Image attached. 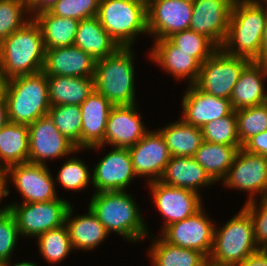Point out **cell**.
I'll use <instances>...</instances> for the list:
<instances>
[{
    "label": "cell",
    "mask_w": 267,
    "mask_h": 266,
    "mask_svg": "<svg viewBox=\"0 0 267 266\" xmlns=\"http://www.w3.org/2000/svg\"><path fill=\"white\" fill-rule=\"evenodd\" d=\"M267 7L248 0L234 1L229 27L220 47L229 55L262 61V39Z\"/></svg>",
    "instance_id": "cell-1"
},
{
    "label": "cell",
    "mask_w": 267,
    "mask_h": 266,
    "mask_svg": "<svg viewBox=\"0 0 267 266\" xmlns=\"http://www.w3.org/2000/svg\"><path fill=\"white\" fill-rule=\"evenodd\" d=\"M90 199L88 207L109 234L117 233L132 243L150 239L141 210L130 193L102 191L94 193Z\"/></svg>",
    "instance_id": "cell-2"
},
{
    "label": "cell",
    "mask_w": 267,
    "mask_h": 266,
    "mask_svg": "<svg viewBox=\"0 0 267 266\" xmlns=\"http://www.w3.org/2000/svg\"><path fill=\"white\" fill-rule=\"evenodd\" d=\"M44 60L42 33L33 18L0 43V72L4 81L42 72Z\"/></svg>",
    "instance_id": "cell-3"
},
{
    "label": "cell",
    "mask_w": 267,
    "mask_h": 266,
    "mask_svg": "<svg viewBox=\"0 0 267 266\" xmlns=\"http://www.w3.org/2000/svg\"><path fill=\"white\" fill-rule=\"evenodd\" d=\"M3 91L10 122L29 126L40 117L48 115L51 106L47 76L43 71L6 80Z\"/></svg>",
    "instance_id": "cell-4"
},
{
    "label": "cell",
    "mask_w": 267,
    "mask_h": 266,
    "mask_svg": "<svg viewBox=\"0 0 267 266\" xmlns=\"http://www.w3.org/2000/svg\"><path fill=\"white\" fill-rule=\"evenodd\" d=\"M132 47H120L114 54L97 60L93 76L94 90L113 106L136 104L135 55Z\"/></svg>",
    "instance_id": "cell-5"
},
{
    "label": "cell",
    "mask_w": 267,
    "mask_h": 266,
    "mask_svg": "<svg viewBox=\"0 0 267 266\" xmlns=\"http://www.w3.org/2000/svg\"><path fill=\"white\" fill-rule=\"evenodd\" d=\"M214 227L213 248L208 260L218 265L237 266L260 249L254 239L250 214L241 210L222 227Z\"/></svg>",
    "instance_id": "cell-6"
},
{
    "label": "cell",
    "mask_w": 267,
    "mask_h": 266,
    "mask_svg": "<svg viewBox=\"0 0 267 266\" xmlns=\"http://www.w3.org/2000/svg\"><path fill=\"white\" fill-rule=\"evenodd\" d=\"M97 17L120 47H132L140 33L148 35L147 0H100Z\"/></svg>",
    "instance_id": "cell-7"
},
{
    "label": "cell",
    "mask_w": 267,
    "mask_h": 266,
    "mask_svg": "<svg viewBox=\"0 0 267 266\" xmlns=\"http://www.w3.org/2000/svg\"><path fill=\"white\" fill-rule=\"evenodd\" d=\"M250 62L246 58L229 55L219 48L201 64L194 85L203 92L230 100L233 87Z\"/></svg>",
    "instance_id": "cell-8"
},
{
    "label": "cell",
    "mask_w": 267,
    "mask_h": 266,
    "mask_svg": "<svg viewBox=\"0 0 267 266\" xmlns=\"http://www.w3.org/2000/svg\"><path fill=\"white\" fill-rule=\"evenodd\" d=\"M71 203L57 198L42 203H11L9 211L13 214L18 232L22 237H38L39 235L65 224V216Z\"/></svg>",
    "instance_id": "cell-9"
},
{
    "label": "cell",
    "mask_w": 267,
    "mask_h": 266,
    "mask_svg": "<svg viewBox=\"0 0 267 266\" xmlns=\"http://www.w3.org/2000/svg\"><path fill=\"white\" fill-rule=\"evenodd\" d=\"M2 174L7 183V197L10 178L23 197L22 203H42L59 198L57 184L47 165L26 162L10 166Z\"/></svg>",
    "instance_id": "cell-10"
},
{
    "label": "cell",
    "mask_w": 267,
    "mask_h": 266,
    "mask_svg": "<svg viewBox=\"0 0 267 266\" xmlns=\"http://www.w3.org/2000/svg\"><path fill=\"white\" fill-rule=\"evenodd\" d=\"M222 182L225 187L247 191L245 203L255 200L256 194H259V198L267 196V157L240 148Z\"/></svg>",
    "instance_id": "cell-11"
},
{
    "label": "cell",
    "mask_w": 267,
    "mask_h": 266,
    "mask_svg": "<svg viewBox=\"0 0 267 266\" xmlns=\"http://www.w3.org/2000/svg\"><path fill=\"white\" fill-rule=\"evenodd\" d=\"M150 188L155 207L162 214V231L169 225L194 215L203 206L201 194L187 189L166 185L160 181L146 183Z\"/></svg>",
    "instance_id": "cell-12"
},
{
    "label": "cell",
    "mask_w": 267,
    "mask_h": 266,
    "mask_svg": "<svg viewBox=\"0 0 267 266\" xmlns=\"http://www.w3.org/2000/svg\"><path fill=\"white\" fill-rule=\"evenodd\" d=\"M77 151L80 149L59 132L49 115L29 125L28 162L46 165L48 159L64 158Z\"/></svg>",
    "instance_id": "cell-13"
},
{
    "label": "cell",
    "mask_w": 267,
    "mask_h": 266,
    "mask_svg": "<svg viewBox=\"0 0 267 266\" xmlns=\"http://www.w3.org/2000/svg\"><path fill=\"white\" fill-rule=\"evenodd\" d=\"M203 209L167 226L160 237L169 244L202 252L208 258L213 248L215 224Z\"/></svg>",
    "instance_id": "cell-14"
},
{
    "label": "cell",
    "mask_w": 267,
    "mask_h": 266,
    "mask_svg": "<svg viewBox=\"0 0 267 266\" xmlns=\"http://www.w3.org/2000/svg\"><path fill=\"white\" fill-rule=\"evenodd\" d=\"M193 0H147L148 36L165 39L190 29Z\"/></svg>",
    "instance_id": "cell-15"
},
{
    "label": "cell",
    "mask_w": 267,
    "mask_h": 266,
    "mask_svg": "<svg viewBox=\"0 0 267 266\" xmlns=\"http://www.w3.org/2000/svg\"><path fill=\"white\" fill-rule=\"evenodd\" d=\"M94 166L92 186L95 193L102 191H126L136 176L128 148L111 147Z\"/></svg>",
    "instance_id": "cell-16"
},
{
    "label": "cell",
    "mask_w": 267,
    "mask_h": 266,
    "mask_svg": "<svg viewBox=\"0 0 267 266\" xmlns=\"http://www.w3.org/2000/svg\"><path fill=\"white\" fill-rule=\"evenodd\" d=\"M128 151L136 176L147 177V183L159 180L171 158L162 135L156 129L147 132Z\"/></svg>",
    "instance_id": "cell-17"
},
{
    "label": "cell",
    "mask_w": 267,
    "mask_h": 266,
    "mask_svg": "<svg viewBox=\"0 0 267 266\" xmlns=\"http://www.w3.org/2000/svg\"><path fill=\"white\" fill-rule=\"evenodd\" d=\"M233 0H193L190 29L207 36L219 48L225 41Z\"/></svg>",
    "instance_id": "cell-18"
},
{
    "label": "cell",
    "mask_w": 267,
    "mask_h": 266,
    "mask_svg": "<svg viewBox=\"0 0 267 266\" xmlns=\"http://www.w3.org/2000/svg\"><path fill=\"white\" fill-rule=\"evenodd\" d=\"M137 104L112 107L107 120L104 146L108 144L113 147L129 148L150 131L137 112Z\"/></svg>",
    "instance_id": "cell-19"
},
{
    "label": "cell",
    "mask_w": 267,
    "mask_h": 266,
    "mask_svg": "<svg viewBox=\"0 0 267 266\" xmlns=\"http://www.w3.org/2000/svg\"><path fill=\"white\" fill-rule=\"evenodd\" d=\"M184 92L181 118L193 126L201 128L204 124L225 117L233 111L229 99L203 92L195 85H188Z\"/></svg>",
    "instance_id": "cell-20"
},
{
    "label": "cell",
    "mask_w": 267,
    "mask_h": 266,
    "mask_svg": "<svg viewBox=\"0 0 267 266\" xmlns=\"http://www.w3.org/2000/svg\"><path fill=\"white\" fill-rule=\"evenodd\" d=\"M96 60L75 45L45 49L46 76L93 77Z\"/></svg>",
    "instance_id": "cell-21"
},
{
    "label": "cell",
    "mask_w": 267,
    "mask_h": 266,
    "mask_svg": "<svg viewBox=\"0 0 267 266\" xmlns=\"http://www.w3.org/2000/svg\"><path fill=\"white\" fill-rule=\"evenodd\" d=\"M113 105L99 92H93L80 105L82 114L81 150H99L104 146V135Z\"/></svg>",
    "instance_id": "cell-22"
},
{
    "label": "cell",
    "mask_w": 267,
    "mask_h": 266,
    "mask_svg": "<svg viewBox=\"0 0 267 266\" xmlns=\"http://www.w3.org/2000/svg\"><path fill=\"white\" fill-rule=\"evenodd\" d=\"M149 59L156 62L175 79H187L194 85L198 79L201 63L191 53L180 50L168 38L154 40Z\"/></svg>",
    "instance_id": "cell-23"
},
{
    "label": "cell",
    "mask_w": 267,
    "mask_h": 266,
    "mask_svg": "<svg viewBox=\"0 0 267 266\" xmlns=\"http://www.w3.org/2000/svg\"><path fill=\"white\" fill-rule=\"evenodd\" d=\"M267 66L263 61H251L242 71L233 87L230 103L233 110L257 106L267 102L264 81Z\"/></svg>",
    "instance_id": "cell-24"
},
{
    "label": "cell",
    "mask_w": 267,
    "mask_h": 266,
    "mask_svg": "<svg viewBox=\"0 0 267 266\" xmlns=\"http://www.w3.org/2000/svg\"><path fill=\"white\" fill-rule=\"evenodd\" d=\"M158 181L173 187L187 188L199 194L201 188L215 184L194 157L181 156H171Z\"/></svg>",
    "instance_id": "cell-25"
},
{
    "label": "cell",
    "mask_w": 267,
    "mask_h": 266,
    "mask_svg": "<svg viewBox=\"0 0 267 266\" xmlns=\"http://www.w3.org/2000/svg\"><path fill=\"white\" fill-rule=\"evenodd\" d=\"M72 205L67 210L65 224L68 227L73 250L89 251L97 248L110 234L89 207L88 213L72 217L74 210Z\"/></svg>",
    "instance_id": "cell-26"
},
{
    "label": "cell",
    "mask_w": 267,
    "mask_h": 266,
    "mask_svg": "<svg viewBox=\"0 0 267 266\" xmlns=\"http://www.w3.org/2000/svg\"><path fill=\"white\" fill-rule=\"evenodd\" d=\"M73 45L96 61L114 54L120 48L102 27L97 16L80 20Z\"/></svg>",
    "instance_id": "cell-27"
},
{
    "label": "cell",
    "mask_w": 267,
    "mask_h": 266,
    "mask_svg": "<svg viewBox=\"0 0 267 266\" xmlns=\"http://www.w3.org/2000/svg\"><path fill=\"white\" fill-rule=\"evenodd\" d=\"M29 126L8 122L0 130V173L8 167L28 162Z\"/></svg>",
    "instance_id": "cell-28"
},
{
    "label": "cell",
    "mask_w": 267,
    "mask_h": 266,
    "mask_svg": "<svg viewBox=\"0 0 267 266\" xmlns=\"http://www.w3.org/2000/svg\"><path fill=\"white\" fill-rule=\"evenodd\" d=\"M50 106L81 105L94 90L93 77L47 76Z\"/></svg>",
    "instance_id": "cell-29"
},
{
    "label": "cell",
    "mask_w": 267,
    "mask_h": 266,
    "mask_svg": "<svg viewBox=\"0 0 267 266\" xmlns=\"http://www.w3.org/2000/svg\"><path fill=\"white\" fill-rule=\"evenodd\" d=\"M240 148L203 140L194 158L216 183L225 179Z\"/></svg>",
    "instance_id": "cell-30"
},
{
    "label": "cell",
    "mask_w": 267,
    "mask_h": 266,
    "mask_svg": "<svg viewBox=\"0 0 267 266\" xmlns=\"http://www.w3.org/2000/svg\"><path fill=\"white\" fill-rule=\"evenodd\" d=\"M171 156L194 157L203 142L201 128L179 119L157 130Z\"/></svg>",
    "instance_id": "cell-31"
},
{
    "label": "cell",
    "mask_w": 267,
    "mask_h": 266,
    "mask_svg": "<svg viewBox=\"0 0 267 266\" xmlns=\"http://www.w3.org/2000/svg\"><path fill=\"white\" fill-rule=\"evenodd\" d=\"M40 27L45 49L67 47L74 44L79 22L74 18H64L42 12L33 17Z\"/></svg>",
    "instance_id": "cell-32"
},
{
    "label": "cell",
    "mask_w": 267,
    "mask_h": 266,
    "mask_svg": "<svg viewBox=\"0 0 267 266\" xmlns=\"http://www.w3.org/2000/svg\"><path fill=\"white\" fill-rule=\"evenodd\" d=\"M152 242L148 258L153 266H204L208 261L202 252L169 244L162 237Z\"/></svg>",
    "instance_id": "cell-33"
},
{
    "label": "cell",
    "mask_w": 267,
    "mask_h": 266,
    "mask_svg": "<svg viewBox=\"0 0 267 266\" xmlns=\"http://www.w3.org/2000/svg\"><path fill=\"white\" fill-rule=\"evenodd\" d=\"M36 238L41 256L52 265H58L72 253L73 248L66 224L50 229Z\"/></svg>",
    "instance_id": "cell-34"
},
{
    "label": "cell",
    "mask_w": 267,
    "mask_h": 266,
    "mask_svg": "<svg viewBox=\"0 0 267 266\" xmlns=\"http://www.w3.org/2000/svg\"><path fill=\"white\" fill-rule=\"evenodd\" d=\"M48 115L59 132L81 150L82 114L80 105L51 106Z\"/></svg>",
    "instance_id": "cell-35"
},
{
    "label": "cell",
    "mask_w": 267,
    "mask_h": 266,
    "mask_svg": "<svg viewBox=\"0 0 267 266\" xmlns=\"http://www.w3.org/2000/svg\"><path fill=\"white\" fill-rule=\"evenodd\" d=\"M168 39L180 50L191 53L201 64L219 49L207 36L191 29L176 32Z\"/></svg>",
    "instance_id": "cell-36"
},
{
    "label": "cell",
    "mask_w": 267,
    "mask_h": 266,
    "mask_svg": "<svg viewBox=\"0 0 267 266\" xmlns=\"http://www.w3.org/2000/svg\"><path fill=\"white\" fill-rule=\"evenodd\" d=\"M237 135L241 146L252 136L267 130V102L240 110H235Z\"/></svg>",
    "instance_id": "cell-37"
},
{
    "label": "cell",
    "mask_w": 267,
    "mask_h": 266,
    "mask_svg": "<svg viewBox=\"0 0 267 266\" xmlns=\"http://www.w3.org/2000/svg\"><path fill=\"white\" fill-rule=\"evenodd\" d=\"M203 140L230 146H241L237 135L235 110L218 120H213L201 127Z\"/></svg>",
    "instance_id": "cell-38"
},
{
    "label": "cell",
    "mask_w": 267,
    "mask_h": 266,
    "mask_svg": "<svg viewBox=\"0 0 267 266\" xmlns=\"http://www.w3.org/2000/svg\"><path fill=\"white\" fill-rule=\"evenodd\" d=\"M27 14L25 0H0V43L31 19Z\"/></svg>",
    "instance_id": "cell-39"
},
{
    "label": "cell",
    "mask_w": 267,
    "mask_h": 266,
    "mask_svg": "<svg viewBox=\"0 0 267 266\" xmlns=\"http://www.w3.org/2000/svg\"><path fill=\"white\" fill-rule=\"evenodd\" d=\"M54 179H57L54 181H57L66 191L76 192V190L80 191L87 188L90 182L92 183V172L84 161L73 156L65 160Z\"/></svg>",
    "instance_id": "cell-40"
},
{
    "label": "cell",
    "mask_w": 267,
    "mask_h": 266,
    "mask_svg": "<svg viewBox=\"0 0 267 266\" xmlns=\"http://www.w3.org/2000/svg\"><path fill=\"white\" fill-rule=\"evenodd\" d=\"M99 4L100 0H59L49 12L80 21L97 16Z\"/></svg>",
    "instance_id": "cell-41"
},
{
    "label": "cell",
    "mask_w": 267,
    "mask_h": 266,
    "mask_svg": "<svg viewBox=\"0 0 267 266\" xmlns=\"http://www.w3.org/2000/svg\"><path fill=\"white\" fill-rule=\"evenodd\" d=\"M245 203L243 208L250 214L254 225V239L259 249L267 250V196ZM259 203V204H258Z\"/></svg>",
    "instance_id": "cell-42"
},
{
    "label": "cell",
    "mask_w": 267,
    "mask_h": 266,
    "mask_svg": "<svg viewBox=\"0 0 267 266\" xmlns=\"http://www.w3.org/2000/svg\"><path fill=\"white\" fill-rule=\"evenodd\" d=\"M20 234L16 220L8 210L0 216V260L9 262L16 247Z\"/></svg>",
    "instance_id": "cell-43"
},
{
    "label": "cell",
    "mask_w": 267,
    "mask_h": 266,
    "mask_svg": "<svg viewBox=\"0 0 267 266\" xmlns=\"http://www.w3.org/2000/svg\"><path fill=\"white\" fill-rule=\"evenodd\" d=\"M242 149L249 153L267 157V130L249 138L242 145Z\"/></svg>",
    "instance_id": "cell-44"
},
{
    "label": "cell",
    "mask_w": 267,
    "mask_h": 266,
    "mask_svg": "<svg viewBox=\"0 0 267 266\" xmlns=\"http://www.w3.org/2000/svg\"><path fill=\"white\" fill-rule=\"evenodd\" d=\"M58 1L59 0H34L29 5L28 15L30 16V18H33L42 12L50 11Z\"/></svg>",
    "instance_id": "cell-45"
},
{
    "label": "cell",
    "mask_w": 267,
    "mask_h": 266,
    "mask_svg": "<svg viewBox=\"0 0 267 266\" xmlns=\"http://www.w3.org/2000/svg\"><path fill=\"white\" fill-rule=\"evenodd\" d=\"M237 266H267V250L260 249Z\"/></svg>",
    "instance_id": "cell-46"
},
{
    "label": "cell",
    "mask_w": 267,
    "mask_h": 266,
    "mask_svg": "<svg viewBox=\"0 0 267 266\" xmlns=\"http://www.w3.org/2000/svg\"><path fill=\"white\" fill-rule=\"evenodd\" d=\"M9 122L7 101L3 89L0 91V130Z\"/></svg>",
    "instance_id": "cell-47"
},
{
    "label": "cell",
    "mask_w": 267,
    "mask_h": 266,
    "mask_svg": "<svg viewBox=\"0 0 267 266\" xmlns=\"http://www.w3.org/2000/svg\"><path fill=\"white\" fill-rule=\"evenodd\" d=\"M4 197H7V183L5 177L2 173H0V203ZM1 205V204H0ZM8 204H5V207L0 209V216L3 215L6 211H8Z\"/></svg>",
    "instance_id": "cell-48"
},
{
    "label": "cell",
    "mask_w": 267,
    "mask_h": 266,
    "mask_svg": "<svg viewBox=\"0 0 267 266\" xmlns=\"http://www.w3.org/2000/svg\"><path fill=\"white\" fill-rule=\"evenodd\" d=\"M267 57V20L262 39V61Z\"/></svg>",
    "instance_id": "cell-49"
},
{
    "label": "cell",
    "mask_w": 267,
    "mask_h": 266,
    "mask_svg": "<svg viewBox=\"0 0 267 266\" xmlns=\"http://www.w3.org/2000/svg\"><path fill=\"white\" fill-rule=\"evenodd\" d=\"M10 261L6 262L4 266H38L37 263H34L33 261H23V262H16L15 264L13 263L10 265Z\"/></svg>",
    "instance_id": "cell-50"
},
{
    "label": "cell",
    "mask_w": 267,
    "mask_h": 266,
    "mask_svg": "<svg viewBox=\"0 0 267 266\" xmlns=\"http://www.w3.org/2000/svg\"><path fill=\"white\" fill-rule=\"evenodd\" d=\"M248 1L267 6V0H248Z\"/></svg>",
    "instance_id": "cell-51"
},
{
    "label": "cell",
    "mask_w": 267,
    "mask_h": 266,
    "mask_svg": "<svg viewBox=\"0 0 267 266\" xmlns=\"http://www.w3.org/2000/svg\"><path fill=\"white\" fill-rule=\"evenodd\" d=\"M204 266H227V265H218L215 263L210 262L209 260L204 264Z\"/></svg>",
    "instance_id": "cell-52"
},
{
    "label": "cell",
    "mask_w": 267,
    "mask_h": 266,
    "mask_svg": "<svg viewBox=\"0 0 267 266\" xmlns=\"http://www.w3.org/2000/svg\"><path fill=\"white\" fill-rule=\"evenodd\" d=\"M4 80L2 78L1 72H0V91L3 89Z\"/></svg>",
    "instance_id": "cell-53"
},
{
    "label": "cell",
    "mask_w": 267,
    "mask_h": 266,
    "mask_svg": "<svg viewBox=\"0 0 267 266\" xmlns=\"http://www.w3.org/2000/svg\"><path fill=\"white\" fill-rule=\"evenodd\" d=\"M27 5L29 6L34 0H25Z\"/></svg>",
    "instance_id": "cell-54"
},
{
    "label": "cell",
    "mask_w": 267,
    "mask_h": 266,
    "mask_svg": "<svg viewBox=\"0 0 267 266\" xmlns=\"http://www.w3.org/2000/svg\"><path fill=\"white\" fill-rule=\"evenodd\" d=\"M4 265H5V262L0 260V266H4Z\"/></svg>",
    "instance_id": "cell-55"
},
{
    "label": "cell",
    "mask_w": 267,
    "mask_h": 266,
    "mask_svg": "<svg viewBox=\"0 0 267 266\" xmlns=\"http://www.w3.org/2000/svg\"><path fill=\"white\" fill-rule=\"evenodd\" d=\"M263 62L266 64L267 66V57L263 60Z\"/></svg>",
    "instance_id": "cell-56"
}]
</instances>
